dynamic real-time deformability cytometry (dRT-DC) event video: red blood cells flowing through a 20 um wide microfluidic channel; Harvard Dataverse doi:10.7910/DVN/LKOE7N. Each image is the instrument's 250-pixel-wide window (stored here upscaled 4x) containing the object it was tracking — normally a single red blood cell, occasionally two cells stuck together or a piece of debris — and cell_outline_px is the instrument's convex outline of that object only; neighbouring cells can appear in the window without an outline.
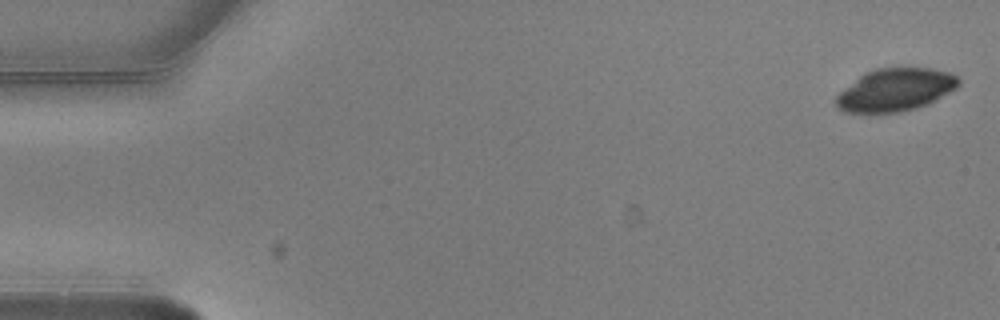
{"species": "common noctule bat (a hibernating species)", "species_latin": "Nyctalus noctula", "temperature_condition": "warm", "stored_images_in_passage": 4, "camera_frame_rate_fps": 3000, "um_per_image_px": 0.085, "animal": {"sex": "male", "body_mass_g": 20.5, "forearm_length_mm": 52.5}, "frame": {"image": 1, "passage_image": 1, "time_ms": 0.0, "image_size_px": [1000, 320], "cell_outline_px": [[960, 84], [956, 88], [936, 100], [928, 104], [916, 108], [900, 112], [844, 112], [836, 108], [836, 96], [840, 92], [860, 76], [876, 68], [932, 68], [952, 72], [960, 76]], "centroid_in_image_um": [76.16, 7.63], "position_along_channel_um": 8.8, "area_um2": 30.46}}